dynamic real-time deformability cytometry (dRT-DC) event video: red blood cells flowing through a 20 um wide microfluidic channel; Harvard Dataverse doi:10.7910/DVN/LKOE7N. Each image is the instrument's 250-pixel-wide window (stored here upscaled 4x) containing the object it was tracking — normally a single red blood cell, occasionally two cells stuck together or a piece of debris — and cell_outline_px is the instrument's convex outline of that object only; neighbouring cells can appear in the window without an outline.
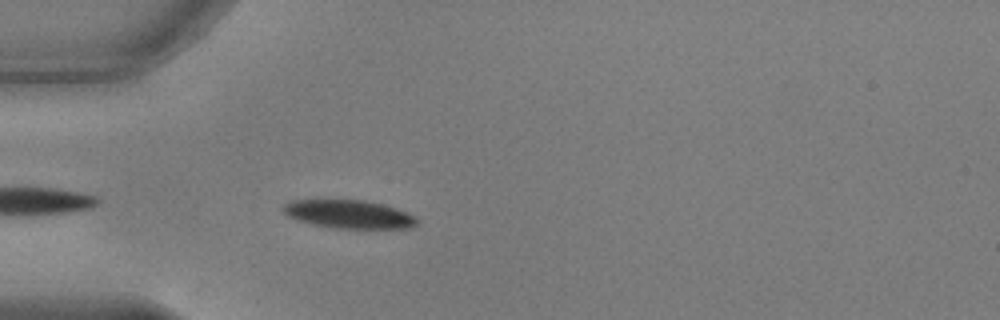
{"species": "common noctule bat (a hibernating species)", "species_latin": "Nyctalus noctula", "temperature_condition": "warm", "stored_images_in_passage": 36, "camera_frame_rate_fps": 3000, "um_per_image_px": 0.085, "animal": {"sex": "male", "body_mass_g": 17.9, "forearm_length_mm": 54.2}, "frame": {"image": 1, "passage_image": 4, "time_ms": 1.0, "image_size_px": [1000, 320], "cell_outline_px": [[416, 224], [408, 228], [336, 228], [312, 224], [296, 220], [288, 216], [280, 208], [284, 204], [292, 200], [364, 200], [396, 208], [416, 216]], "centroid_in_image_um": [29.61, 18.2], "position_along_channel_um": 55.4, "area_um2": 21.91}}
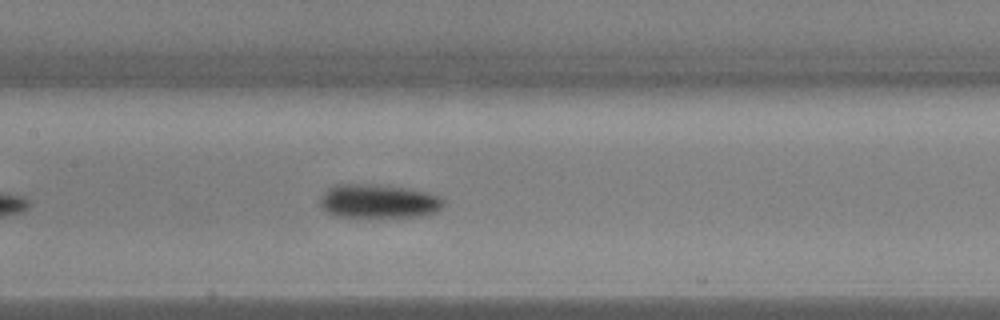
{"frame": {"image": 2, "passage_image": 14, "time_ms": 4.333, "image_size_px": [1000, 320], "cell_outline_px": [[444, 204], [436, 212], [420, 216], [336, 216], [328, 212], [320, 204], [320, 196], [332, 184], [380, 184], [408, 188], [428, 192], [444, 200]], "centroid_in_image_um": [32.15, 17.07], "position_along_channel_um": 175.2, "area_um2": 24.22}}
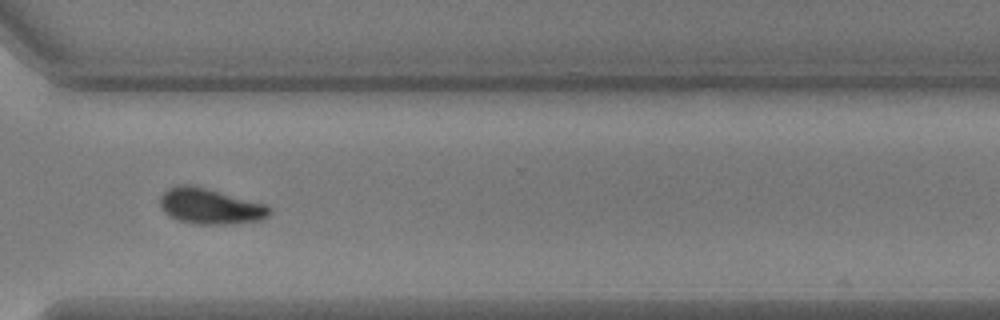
{"frame": {"image": 3, "passage_image": 28, "time_ms": 9.0, "image_size_px": [1000, 320], "cell_outline_px": [[272, 212], [268, 216], [260, 220], [232, 224], [192, 224], [176, 220], [168, 216], [164, 212], [160, 204], [160, 196], [168, 188], [180, 184], [188, 184], [268, 204], [272, 208]], "centroid_in_image_um": [17.87, 17.55], "position_along_channel_um": 352.7, "area_um2": 22.95}, "authors_computed_cell_mechanics": {"area_um2": 22.9755, "velocity_mm_per_s": 3.8038, "shape_relaxation_time_tau1_ms": 1.7871, "shape_relaxation_time_tau2_ms": 9.1471, "deformation_change_tau1": 0.1491, "deformation_change_tau2": 0.1275}}